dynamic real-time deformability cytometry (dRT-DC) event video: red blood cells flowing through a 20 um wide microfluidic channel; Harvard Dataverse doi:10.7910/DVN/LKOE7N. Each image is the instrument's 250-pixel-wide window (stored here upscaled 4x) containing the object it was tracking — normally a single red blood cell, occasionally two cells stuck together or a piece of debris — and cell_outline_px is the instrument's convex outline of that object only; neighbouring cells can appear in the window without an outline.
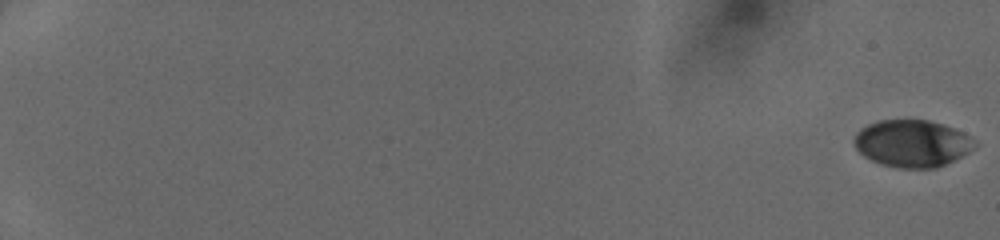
{"species": "human", "species_latin": "Homo sapiens", "temperature_condition": "cold", "stored_images_in_passage": 52, "camera_frame_rate_fps": 3000, "um_per_image_px": 0.085, "donor": {"sex": "female"}, "frame": {"image": 1, "passage_image": 1, "time_ms": 0.0, "image_size_px": [1000, 240], "cell_outline_px": [[980, 144], [968, 152], [936, 168], [896, 168], [880, 164], [864, 156], [856, 148], [852, 140], [856, 132], [860, 128], [868, 124], [880, 120], [928, 120], [964, 132]], "centroid_in_image_um": [77.51, 12.19], "position_along_channel_um": 7.5, "area_um2": 33.12}}
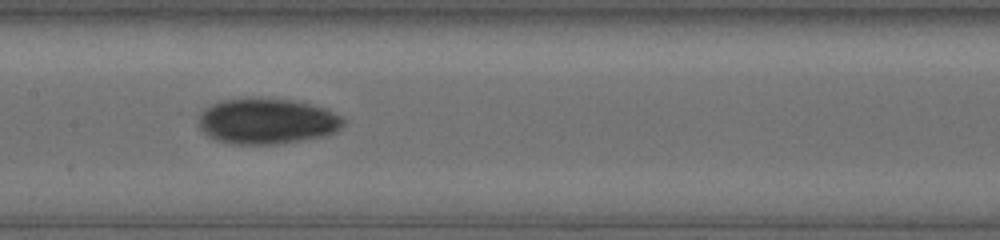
{"frame": {"image": 2, "passage_image": 30, "time_ms": 9.667, "image_size_px": [1000, 240], "cell_outline_px": [[344, 124], [336, 132], [324, 136], [276, 144], [232, 144], [216, 140], [208, 136], [200, 128], [196, 120], [200, 112], [204, 108], [212, 104], [224, 100], [252, 96], [260, 96], [296, 100], [328, 108], [340, 116], [344, 120]], "centroid_in_image_um": [22.67, 10.27], "position_along_channel_um": 184.7, "area_um2": 39.42}}
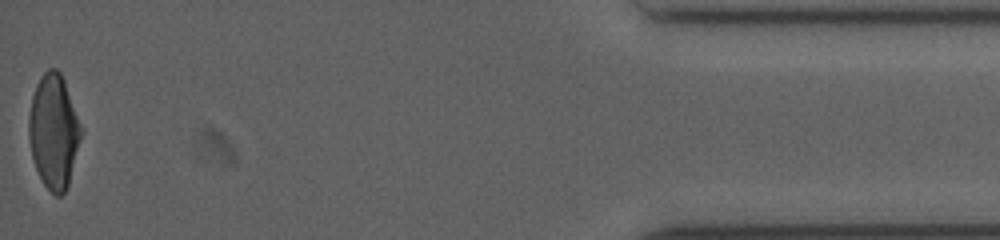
{"frame": {"image": 3, "passage_image": 52, "time_ms": 17.0, "image_size_px": [1000, 240], "cell_outline_px": [[84, 132], [68, 184], [64, 192], [60, 196], [56, 196], [44, 184], [36, 168], [32, 156], [28, 136], [28, 116], [32, 96], [36, 84], [40, 76], [48, 68], [56, 68], [60, 72], [64, 80]], "centroid_in_image_um": [4.57, 11.14], "position_along_channel_um": 430.6, "area_um2": 34.91}}